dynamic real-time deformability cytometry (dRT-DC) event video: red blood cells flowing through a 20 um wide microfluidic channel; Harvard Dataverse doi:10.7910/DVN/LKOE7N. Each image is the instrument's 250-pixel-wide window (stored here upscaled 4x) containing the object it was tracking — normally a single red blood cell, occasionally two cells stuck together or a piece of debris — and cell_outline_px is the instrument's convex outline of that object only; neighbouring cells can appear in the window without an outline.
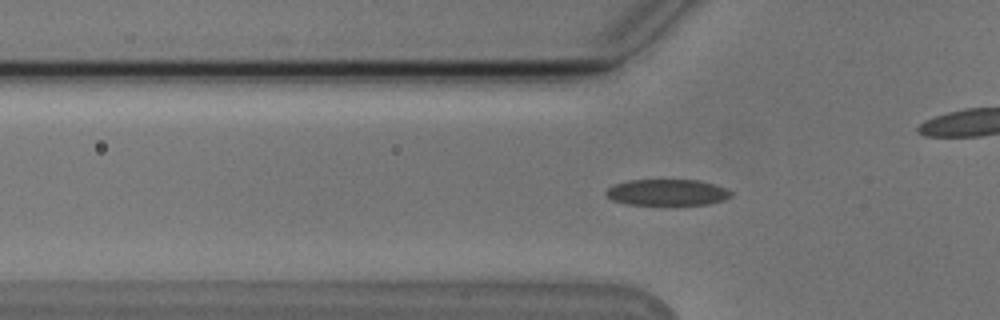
{"species": "Egyptian fruit bat (a non-hibernating species)", "species_latin": "Rousettus aegyptiacus", "temperature_condition": "cold", "stored_images_in_passage": 42, "camera_frame_rate_fps": 3000, "um_per_image_px": 0.085, "animal": {"sex": "male"}, "frame": {"image": 1, "passage_image": 5, "time_ms": 1.333, "image_size_px": [1000, 320], "cell_outline_px": [[732, 196], [724, 200], [708, 204], [664, 208], [624, 204], [612, 200], [604, 192], [608, 188], [616, 184], [628, 180], [696, 180], [712, 184], [724, 188], [732, 192]], "centroid_in_image_um": [56.68, 16.42], "position_along_channel_um": 69.1, "area_um2": 20.06}}
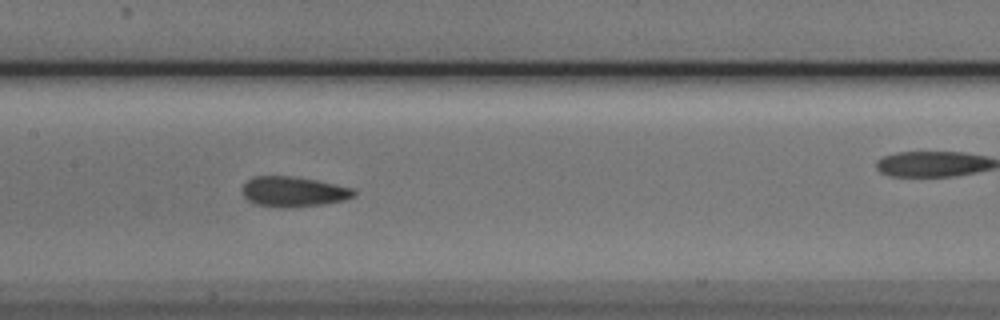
{"frame": {"image": 2, "passage_image": 14, "time_ms": 4.333, "image_size_px": [1000, 320], "cell_outline_px": [[356, 196], [344, 200], [320, 204], [288, 208], [276, 208], [256, 204], [248, 200], [244, 196], [244, 184], [252, 176], [292, 176], [316, 180], [352, 188], [356, 192]], "centroid_in_image_um": [24.94, 16.3], "position_along_channel_um": 182.5, "area_um2": 19.54}}
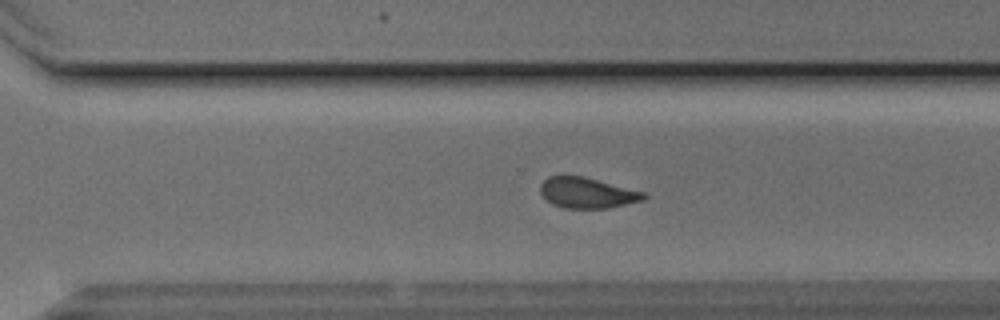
{"frame": {"image": 3, "passage_image": 25, "time_ms": 8.0, "image_size_px": [1000, 320], "cell_outline_px": [[648, 196], [644, 200], [608, 208], [564, 208], [552, 204], [540, 192], [540, 184], [548, 176], [584, 176], [644, 192]], "centroid_in_image_um": [49.91, 16.39], "position_along_channel_um": 320.7, "area_um2": 18.38}, "authors_computed_cell_mechanics": {"area_um2": 19.3341, "velocity_mm_per_s": 3.7831, "shape_relaxation_time_tau1_ms": 3.4518, "shape_relaxation_time_tau2_ms": 2.0088, "deformation_change_tau1": 0.0901, "deformation_change_tau2": 0.0681}}